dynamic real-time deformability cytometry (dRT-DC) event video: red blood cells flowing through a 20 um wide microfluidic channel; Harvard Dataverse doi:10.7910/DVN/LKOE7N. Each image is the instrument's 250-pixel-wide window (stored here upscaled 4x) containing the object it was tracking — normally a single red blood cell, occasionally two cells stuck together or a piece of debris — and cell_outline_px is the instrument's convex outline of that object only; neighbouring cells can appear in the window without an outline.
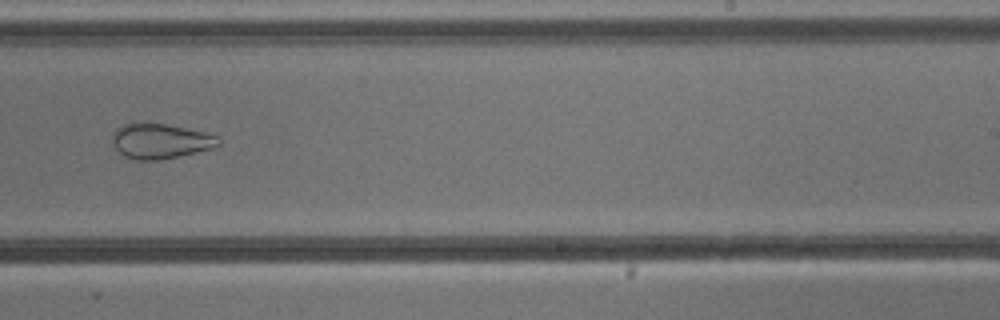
{"species": "common noctule bat (a hibernating species)", "species_latin": "Nyctalus noctula", "temperature_condition": "cold", "stored_images_in_passage": 8, "camera_frame_rate_fps": 3000, "um_per_image_px": 0.085, "animal": {"sex": "male", "body_mass_g": 13.3}, "frame": {"image": 1, "passage_image": 8, "time_ms": 8.0, "image_size_px": [1000, 320], "cell_outline_px": [[220, 144], [212, 148], [180, 156], [156, 160], [136, 160], [124, 156], [116, 148], [112, 140], [112, 132], [116, 128], [124, 124], [164, 124], [208, 132], [220, 136]], "centroid_in_image_um": [13.66, 12.0], "position_along_channel_um": 275.3, "area_um2": 21.56}}